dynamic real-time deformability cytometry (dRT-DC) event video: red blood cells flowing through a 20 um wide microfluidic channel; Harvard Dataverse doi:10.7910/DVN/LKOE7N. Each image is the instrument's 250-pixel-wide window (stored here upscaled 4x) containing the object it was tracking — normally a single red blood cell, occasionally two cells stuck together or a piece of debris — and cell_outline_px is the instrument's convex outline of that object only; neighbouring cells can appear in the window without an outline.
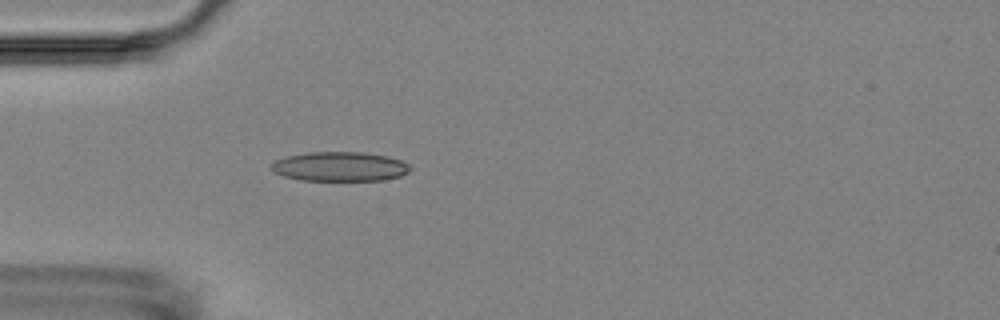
{"species": "Egyptian fruit bat (a non-hibernating species)", "species_latin": "Rousettus aegyptiacus", "temperature_condition": "room temperature", "stored_images_in_passage": 1, "camera_frame_rate_fps": 3000, "um_per_image_px": 0.085, "animal": {"sex": "female"}, "frame": {"image": 1, "passage_image": 1, "time_ms": 0.0, "image_size_px": [1000, 320], "cell_outline_px": [[412, 168], [408, 172], [400, 176], [384, 180], [300, 180], [284, 176], [276, 172], [268, 164], [276, 160], [288, 156], [308, 152], [364, 152], [388, 156], [400, 160], [408, 164]], "centroid_in_image_um": [28.9, 14.15], "position_along_channel_um": 56.1, "area_um2": 23.76}}